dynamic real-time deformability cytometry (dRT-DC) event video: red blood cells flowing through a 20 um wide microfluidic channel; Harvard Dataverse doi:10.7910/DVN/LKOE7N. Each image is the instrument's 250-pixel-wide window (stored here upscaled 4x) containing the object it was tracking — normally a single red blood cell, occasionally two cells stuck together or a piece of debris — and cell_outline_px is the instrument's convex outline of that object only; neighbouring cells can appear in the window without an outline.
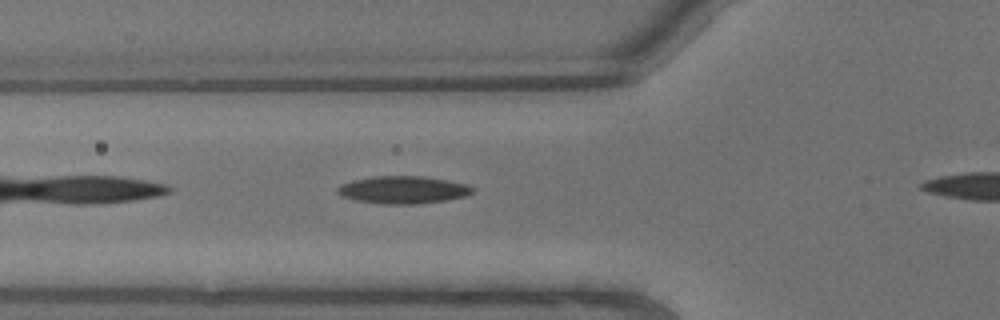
{"species": "common noctule bat (a hibernating species)", "species_latin": "Nyctalus noctula", "temperature_condition": "warm", "stored_images_in_passage": 3, "camera_frame_rate_fps": 3000, "um_per_image_px": 0.085, "animal": {"sex": "male", "body_mass_g": 13.3}, "frame": {"image": 1, "passage_image": 3, "time_ms": 0.667, "image_size_px": [1000, 320], "cell_outline_px": [[472, 192], [464, 196], [444, 200], [416, 204], [380, 204], [356, 200], [340, 196], [336, 192], [336, 188], [340, 184], [352, 180], [372, 176], [424, 176], [448, 180], [468, 184], [472, 188]], "centroid_in_image_um": [34.19, 16.13], "position_along_channel_um": 91.6, "area_um2": 21.73}}